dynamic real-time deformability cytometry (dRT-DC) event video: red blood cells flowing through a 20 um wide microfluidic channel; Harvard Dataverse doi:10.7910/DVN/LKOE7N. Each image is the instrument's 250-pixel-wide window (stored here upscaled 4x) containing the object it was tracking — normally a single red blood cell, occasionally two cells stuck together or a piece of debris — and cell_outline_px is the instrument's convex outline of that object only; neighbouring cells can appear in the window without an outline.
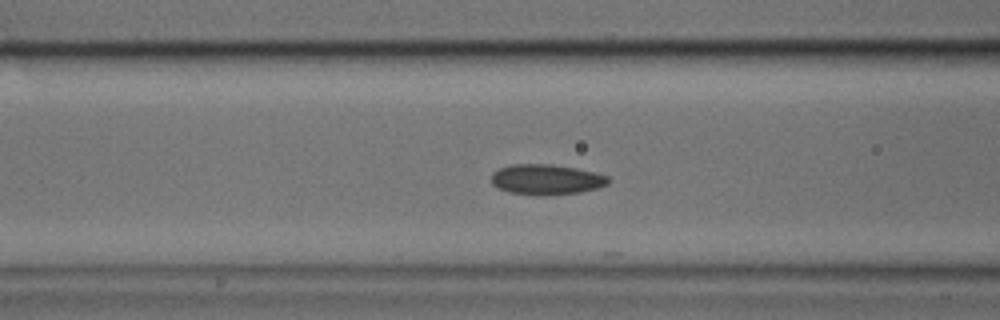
{"species": "common noctule bat (a hibernating species)", "species_latin": "Nyctalus noctula", "temperature_condition": "cold", "stored_images_in_passage": 12, "camera_frame_rate_fps": 3000, "um_per_image_px": 0.085, "animal": {"sex": "male", "body_mass_g": 17.9, "forearm_length_mm": 54.2}, "frame": {"image": 1, "passage_image": 5, "time_ms": 1.333, "image_size_px": [1000, 320], "cell_outline_px": [[612, 180], [608, 184], [596, 188], [580, 192], [544, 196], [508, 192], [496, 188], [492, 184], [492, 172], [500, 168], [512, 164], [548, 164], [576, 168], [608, 176]], "centroid_in_image_um": [46.42, 15.26], "position_along_channel_um": 120.2, "area_um2": 20.75}}